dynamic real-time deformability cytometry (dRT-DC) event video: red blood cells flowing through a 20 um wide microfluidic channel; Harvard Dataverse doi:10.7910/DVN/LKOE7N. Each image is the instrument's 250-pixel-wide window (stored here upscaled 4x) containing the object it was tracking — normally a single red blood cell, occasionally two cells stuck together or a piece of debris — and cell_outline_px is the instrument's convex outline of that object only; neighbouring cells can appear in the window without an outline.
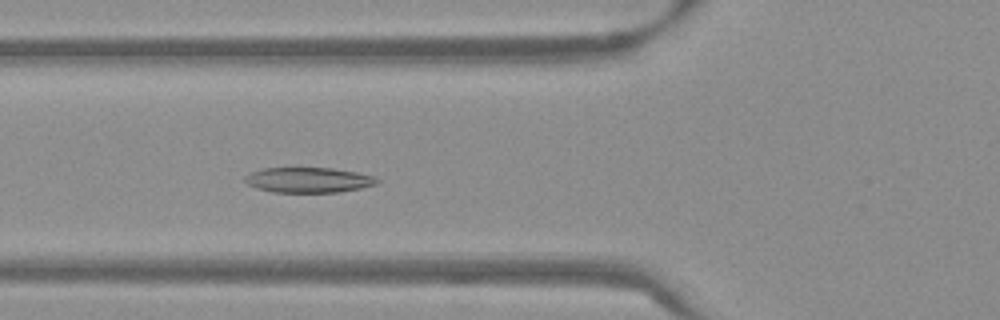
{"species": "Egyptian fruit bat (a non-hibernating species)", "species_latin": "Rousettus aegyptiacus", "temperature_condition": "warm", "stored_images_in_passage": 53, "camera_frame_rate_fps": 3000, "um_per_image_px": 0.085, "frame": {"image": 1, "passage_image": 20, "time_ms": 6.333, "image_size_px": [1000, 320], "cell_outline_px": [[380, 180], [376, 184], [360, 188], [336, 192], [272, 192], [256, 188], [248, 184], [244, 180], [244, 176], [252, 172], [264, 168], [332, 168], [356, 172], [376, 176]], "centroid_in_image_um": [26.22, 15.3], "position_along_channel_um": 99.6, "area_um2": 19.36}}
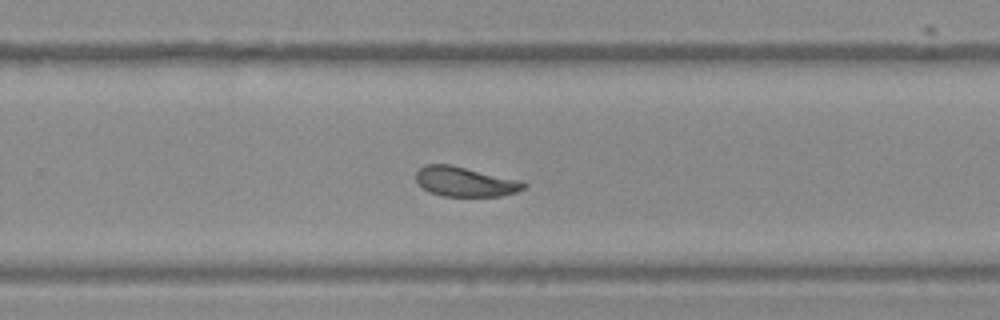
{"frame": {"image": 2, "passage_image": 35, "time_ms": 11.333, "image_size_px": [1000, 320], "cell_outline_px": [[528, 184], [524, 188], [516, 192], [500, 196], [444, 196], [432, 192], [424, 188], [416, 180], [416, 172], [424, 164], [448, 164], [520, 180]], "centroid_in_image_um": [39.54, 15.44], "position_along_channel_um": 290.3, "area_um2": 18.38}}
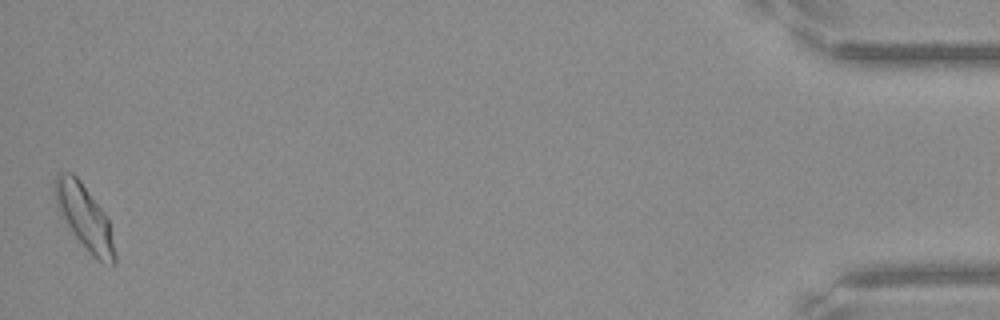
{"frame": {"image": 3, "passage_image": 53, "time_ms": 17.333, "image_size_px": [1000, 320], "cell_outline_px": [[116, 260], [112, 264], [96, 260], [88, 252], [60, 216], [56, 204], [56, 172], [72, 172], [80, 180], [104, 212], [108, 220], [116, 256]], "centroid_in_image_um": [7.18, 18.46], "position_along_channel_um": 428.0, "area_um2": 22.02}, "authors_computed_cell_mechanics": {"area_um2": 19.652, "velocity_mm_per_s": 3.8117, "shape_relaxation_time_tau1_ms": 3.5155, "shape_relaxation_time_tau2_ms": 2.9467, "deformation_change_tau1": 0.1275, "deformation_change_tau2": 0.0705}}